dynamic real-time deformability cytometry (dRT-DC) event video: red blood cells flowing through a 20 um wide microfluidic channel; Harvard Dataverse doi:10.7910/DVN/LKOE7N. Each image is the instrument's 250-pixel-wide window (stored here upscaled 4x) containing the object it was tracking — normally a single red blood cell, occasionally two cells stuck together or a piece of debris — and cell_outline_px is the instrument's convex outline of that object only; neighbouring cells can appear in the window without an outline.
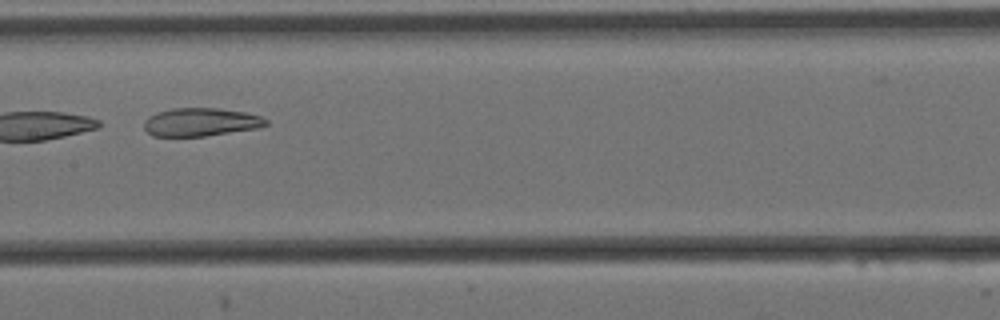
{"species": "Egyptian fruit bat (a non-hibernating species)", "species_latin": "Rousettus aegyptiacus", "temperature_condition": "cold", "stored_images_in_passage": 14, "camera_frame_rate_fps": 3000, "um_per_image_px": 0.085, "animal": {"sex": "female"}, "frame": {"image": 1, "passage_image": 6, "time_ms": 1.667, "image_size_px": [1000, 320], "cell_outline_px": [[268, 124], [256, 128], [204, 136], [152, 136], [144, 128], [144, 120], [148, 116], [156, 112], [172, 108], [216, 108], [244, 112], [260, 116], [268, 120]], "centroid_in_image_um": [17.02, 10.37], "position_along_channel_um": 190.4, "area_um2": 19.94}}